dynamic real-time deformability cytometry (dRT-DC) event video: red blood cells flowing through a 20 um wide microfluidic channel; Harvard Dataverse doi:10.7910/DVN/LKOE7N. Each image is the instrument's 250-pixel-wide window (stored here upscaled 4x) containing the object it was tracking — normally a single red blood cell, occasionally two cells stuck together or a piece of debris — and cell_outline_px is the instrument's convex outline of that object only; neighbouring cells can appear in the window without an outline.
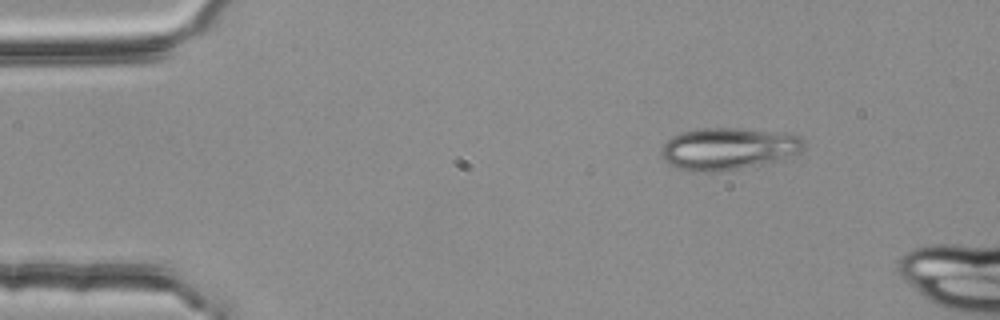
{"species": "common noctule bat (a hibernating species)", "species_latin": "Nyctalus noctula", "temperature_condition": "room temperature", "stored_images_in_passage": 3, "camera_frame_rate_fps": 3000, "um_per_image_px": 0.085, "animal": {"sex": "female", "body_mass_g": 25.1}, "frame": {"image": 1, "passage_image": 1, "time_ms": 0.0, "image_size_px": [1000, 320], "cell_outline_px": [[804, 148], [800, 152], [776, 160], [740, 168], [712, 172], [688, 172], [668, 164], [664, 160], [660, 152], [660, 148], [672, 136], [684, 132], [700, 128], [740, 128], [784, 132], [800, 136], [804, 140]], "centroid_in_image_um": [61.87, 12.63], "position_along_channel_um": 23.1, "area_um2": 34.97}}